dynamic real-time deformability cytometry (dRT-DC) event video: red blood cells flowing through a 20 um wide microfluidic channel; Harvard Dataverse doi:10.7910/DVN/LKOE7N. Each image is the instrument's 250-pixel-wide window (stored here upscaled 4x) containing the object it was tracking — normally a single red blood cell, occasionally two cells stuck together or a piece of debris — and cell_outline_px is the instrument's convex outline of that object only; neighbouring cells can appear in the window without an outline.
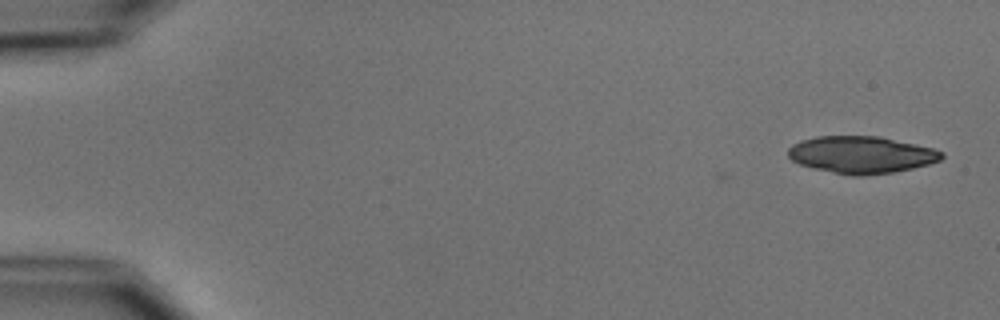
{"species": "common noctule bat (a hibernating species)", "species_latin": "Nyctalus noctula", "temperature_condition": "cold", "stored_images_in_passage": 4, "camera_frame_rate_fps": 3000, "um_per_image_px": 0.085, "animal": {"sex": "male", "body_mass_g": 15.6}, "frame": {"image": 1, "passage_image": 1, "time_ms": 0.0, "image_size_px": [1000, 320], "cell_outline_px": [[944, 156], [940, 160], [928, 164], [912, 168], [892, 172], [860, 176], [852, 176], [812, 168], [800, 164], [792, 160], [788, 156], [788, 148], [792, 144], [800, 140], [816, 136], [880, 136], [916, 144], [932, 148], [944, 152]], "centroid_in_image_um": [73.19, 13.14], "position_along_channel_um": 11.8, "area_um2": 33.23}}